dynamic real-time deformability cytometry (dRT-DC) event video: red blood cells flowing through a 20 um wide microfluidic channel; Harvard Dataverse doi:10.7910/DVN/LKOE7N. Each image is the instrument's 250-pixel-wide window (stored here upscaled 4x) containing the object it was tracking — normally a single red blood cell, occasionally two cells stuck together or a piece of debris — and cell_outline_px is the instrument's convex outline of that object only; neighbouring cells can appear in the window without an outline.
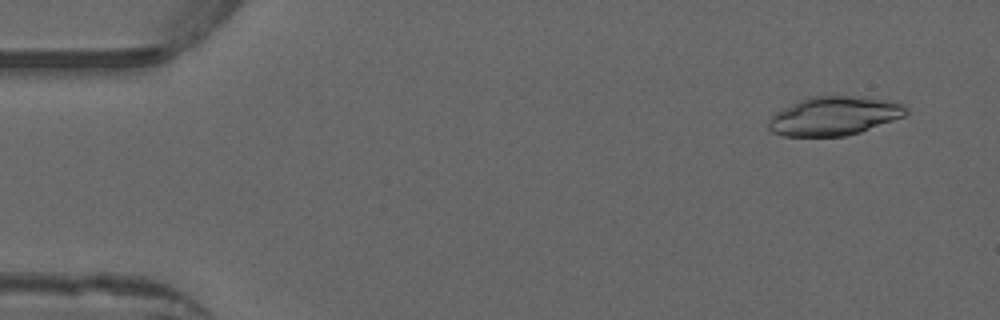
{"species": "common noctule bat (a hibernating species)", "species_latin": "Nyctalus noctula", "temperature_condition": "warm", "stored_images_in_passage": 11, "camera_frame_rate_fps": 3000, "um_per_image_px": 0.085, "animal": {"sex": "male", "forearm_length_mm": 52.5}, "frame": {"image": 1, "passage_image": 4, "time_ms": 1.0, "image_size_px": [1000, 320], "cell_outline_px": [[908, 112], [904, 116], [860, 132], [844, 136], [784, 136], [772, 132], [768, 128], [768, 120], [776, 112], [808, 96], [864, 96], [896, 100], [904, 104], [908, 108]], "centroid_in_image_um": [70.95, 9.84], "position_along_channel_um": 14.0, "area_um2": 31.33}}